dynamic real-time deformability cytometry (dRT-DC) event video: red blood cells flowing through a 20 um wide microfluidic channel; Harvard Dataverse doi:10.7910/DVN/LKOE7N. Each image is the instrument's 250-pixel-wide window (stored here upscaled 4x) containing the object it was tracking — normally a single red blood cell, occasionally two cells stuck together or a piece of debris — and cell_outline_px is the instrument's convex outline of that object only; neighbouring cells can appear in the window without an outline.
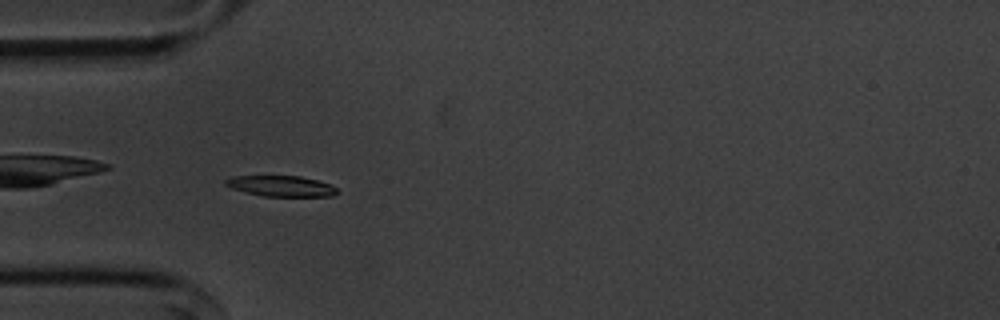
{"species": "common noctule bat (a hibernating species)", "species_latin": "Nyctalus noctula", "temperature_condition": "cold", "stored_images_in_passage": 41, "camera_frame_rate_fps": 3000, "um_per_image_px": 0.085, "animal": {"sex": "male", "body_mass_g": 20.1, "forearm_length_mm": 53.5}, "frame": {"image": 1, "passage_image": 2, "time_ms": 0.333, "image_size_px": [1000, 320], "cell_outline_px": [[340, 192], [332, 196], [264, 196], [232, 188], [224, 184], [224, 180], [232, 176], [300, 176], [332, 184]], "centroid_in_image_um": [23.93, 15.81], "position_along_channel_um": 61.1, "area_um2": 13.41}}
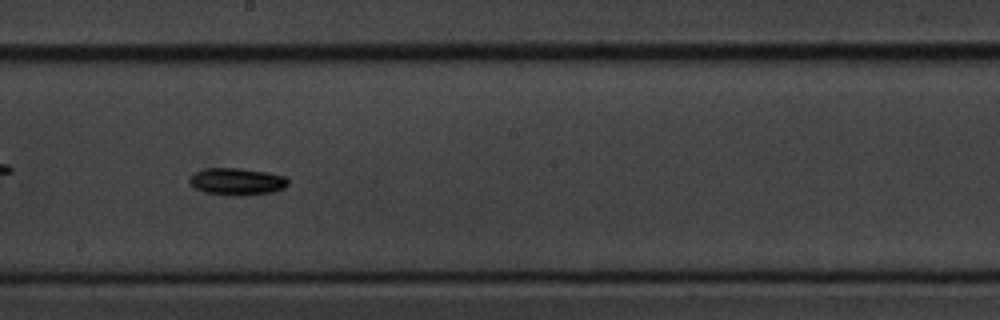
{"frame": {"image": 2, "passage_image": 16, "time_ms": 5.0, "image_size_px": [1000, 320], "cell_outline_px": [[288, 184], [284, 188], [272, 192], [244, 196], [240, 196], [208, 192], [196, 188], [188, 180], [196, 172], [208, 168], [240, 168], [268, 172], [284, 176], [288, 180]], "centroid_in_image_um": [20.2, 15.42], "position_along_channel_um": 228.0, "area_um2": 15.32}}
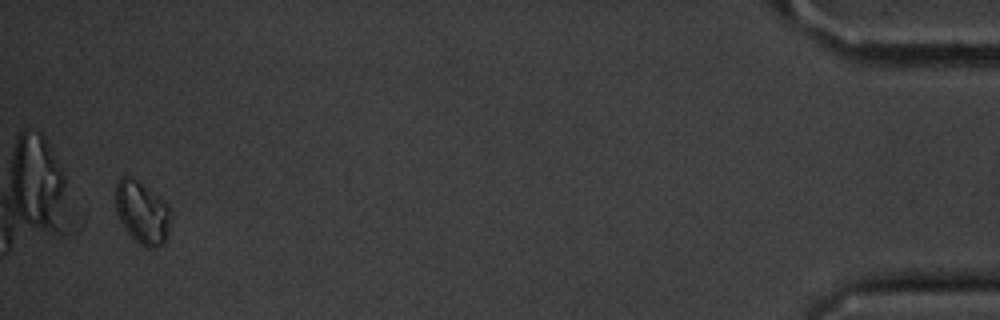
{"frame": {"image": 3, "passage_image": 39, "time_ms": 12.667, "image_size_px": [1000, 320], "cell_outline_px": [[172, 216], [168, 236], [164, 244], [156, 248], [144, 248], [124, 228], [116, 212], [116, 180], [120, 176], [132, 176], [164, 200], [168, 204]], "centroid_in_image_um": [12.11, 18.07], "position_along_channel_um": 423.1, "area_um2": 20.52}, "authors_computed_cell_mechanics": {"area_um2": 14.5656, "velocity_mm_per_s": 3.6145, "shape_relaxation_time_tau1_ms": 1.153, "shape_relaxation_time_tau2_ms": null, "deformation_change_tau1": 0.0832, "deformation_change_tau2": null}}